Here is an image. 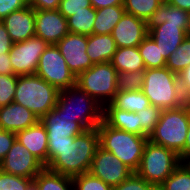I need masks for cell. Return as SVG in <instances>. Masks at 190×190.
<instances>
[{
  "mask_svg": "<svg viewBox=\"0 0 190 190\" xmlns=\"http://www.w3.org/2000/svg\"><path fill=\"white\" fill-rule=\"evenodd\" d=\"M97 128L85 130L63 147H48L49 170L74 177L88 173L94 154L99 147Z\"/></svg>",
  "mask_w": 190,
  "mask_h": 190,
  "instance_id": "cell-1",
  "label": "cell"
},
{
  "mask_svg": "<svg viewBox=\"0 0 190 190\" xmlns=\"http://www.w3.org/2000/svg\"><path fill=\"white\" fill-rule=\"evenodd\" d=\"M97 130L100 147L113 153L133 172H136L148 137L112 128L104 121L97 126Z\"/></svg>",
  "mask_w": 190,
  "mask_h": 190,
  "instance_id": "cell-2",
  "label": "cell"
},
{
  "mask_svg": "<svg viewBox=\"0 0 190 190\" xmlns=\"http://www.w3.org/2000/svg\"><path fill=\"white\" fill-rule=\"evenodd\" d=\"M141 91L151 105L162 110L175 109L187 102L181 94L178 75L167 67L145 69Z\"/></svg>",
  "mask_w": 190,
  "mask_h": 190,
  "instance_id": "cell-3",
  "label": "cell"
},
{
  "mask_svg": "<svg viewBox=\"0 0 190 190\" xmlns=\"http://www.w3.org/2000/svg\"><path fill=\"white\" fill-rule=\"evenodd\" d=\"M190 121L189 104L162 110L160 120L148 140L175 151L184 162V146Z\"/></svg>",
  "mask_w": 190,
  "mask_h": 190,
  "instance_id": "cell-4",
  "label": "cell"
},
{
  "mask_svg": "<svg viewBox=\"0 0 190 190\" xmlns=\"http://www.w3.org/2000/svg\"><path fill=\"white\" fill-rule=\"evenodd\" d=\"M59 92L36 74L18 76L14 102L32 111L40 120L55 108Z\"/></svg>",
  "mask_w": 190,
  "mask_h": 190,
  "instance_id": "cell-5",
  "label": "cell"
},
{
  "mask_svg": "<svg viewBox=\"0 0 190 190\" xmlns=\"http://www.w3.org/2000/svg\"><path fill=\"white\" fill-rule=\"evenodd\" d=\"M55 107L86 130L97 128L103 121V107L77 85L60 90Z\"/></svg>",
  "mask_w": 190,
  "mask_h": 190,
  "instance_id": "cell-6",
  "label": "cell"
},
{
  "mask_svg": "<svg viewBox=\"0 0 190 190\" xmlns=\"http://www.w3.org/2000/svg\"><path fill=\"white\" fill-rule=\"evenodd\" d=\"M181 163L175 151L148 140L136 173L155 187H159Z\"/></svg>",
  "mask_w": 190,
  "mask_h": 190,
  "instance_id": "cell-7",
  "label": "cell"
},
{
  "mask_svg": "<svg viewBox=\"0 0 190 190\" xmlns=\"http://www.w3.org/2000/svg\"><path fill=\"white\" fill-rule=\"evenodd\" d=\"M117 74L111 62L97 63L76 77V85L104 107L118 93Z\"/></svg>",
  "mask_w": 190,
  "mask_h": 190,
  "instance_id": "cell-8",
  "label": "cell"
},
{
  "mask_svg": "<svg viewBox=\"0 0 190 190\" xmlns=\"http://www.w3.org/2000/svg\"><path fill=\"white\" fill-rule=\"evenodd\" d=\"M59 91L76 85V76L68 68L56 44H51L40 56L35 73Z\"/></svg>",
  "mask_w": 190,
  "mask_h": 190,
  "instance_id": "cell-9",
  "label": "cell"
},
{
  "mask_svg": "<svg viewBox=\"0 0 190 190\" xmlns=\"http://www.w3.org/2000/svg\"><path fill=\"white\" fill-rule=\"evenodd\" d=\"M48 46L47 42L37 36L14 43L9 52L13 73L18 76L35 74L40 56Z\"/></svg>",
  "mask_w": 190,
  "mask_h": 190,
  "instance_id": "cell-10",
  "label": "cell"
},
{
  "mask_svg": "<svg viewBox=\"0 0 190 190\" xmlns=\"http://www.w3.org/2000/svg\"><path fill=\"white\" fill-rule=\"evenodd\" d=\"M89 173L113 187L129 178L134 172L113 153L99 146L92 159Z\"/></svg>",
  "mask_w": 190,
  "mask_h": 190,
  "instance_id": "cell-11",
  "label": "cell"
},
{
  "mask_svg": "<svg viewBox=\"0 0 190 190\" xmlns=\"http://www.w3.org/2000/svg\"><path fill=\"white\" fill-rule=\"evenodd\" d=\"M45 166L17 139L5 158L0 161V170L26 178H34Z\"/></svg>",
  "mask_w": 190,
  "mask_h": 190,
  "instance_id": "cell-12",
  "label": "cell"
},
{
  "mask_svg": "<svg viewBox=\"0 0 190 190\" xmlns=\"http://www.w3.org/2000/svg\"><path fill=\"white\" fill-rule=\"evenodd\" d=\"M56 46L76 77L94 65L86 53V35L68 33Z\"/></svg>",
  "mask_w": 190,
  "mask_h": 190,
  "instance_id": "cell-13",
  "label": "cell"
},
{
  "mask_svg": "<svg viewBox=\"0 0 190 190\" xmlns=\"http://www.w3.org/2000/svg\"><path fill=\"white\" fill-rule=\"evenodd\" d=\"M69 33L67 19L56 10H35V36L49 45L57 44Z\"/></svg>",
  "mask_w": 190,
  "mask_h": 190,
  "instance_id": "cell-14",
  "label": "cell"
},
{
  "mask_svg": "<svg viewBox=\"0 0 190 190\" xmlns=\"http://www.w3.org/2000/svg\"><path fill=\"white\" fill-rule=\"evenodd\" d=\"M117 48L138 47L148 35L146 21L125 13L112 30Z\"/></svg>",
  "mask_w": 190,
  "mask_h": 190,
  "instance_id": "cell-15",
  "label": "cell"
},
{
  "mask_svg": "<svg viewBox=\"0 0 190 190\" xmlns=\"http://www.w3.org/2000/svg\"><path fill=\"white\" fill-rule=\"evenodd\" d=\"M40 121L47 130L48 140L66 139L82 134L86 129L76 119L63 114L56 107L49 111Z\"/></svg>",
  "mask_w": 190,
  "mask_h": 190,
  "instance_id": "cell-16",
  "label": "cell"
},
{
  "mask_svg": "<svg viewBox=\"0 0 190 190\" xmlns=\"http://www.w3.org/2000/svg\"><path fill=\"white\" fill-rule=\"evenodd\" d=\"M2 22L14 43L35 36V10L30 5L10 13Z\"/></svg>",
  "mask_w": 190,
  "mask_h": 190,
  "instance_id": "cell-17",
  "label": "cell"
},
{
  "mask_svg": "<svg viewBox=\"0 0 190 190\" xmlns=\"http://www.w3.org/2000/svg\"><path fill=\"white\" fill-rule=\"evenodd\" d=\"M188 25H173L167 22L153 27L148 35L155 41L165 59L175 51L187 36Z\"/></svg>",
  "mask_w": 190,
  "mask_h": 190,
  "instance_id": "cell-18",
  "label": "cell"
},
{
  "mask_svg": "<svg viewBox=\"0 0 190 190\" xmlns=\"http://www.w3.org/2000/svg\"><path fill=\"white\" fill-rule=\"evenodd\" d=\"M16 139L45 167L48 165V135L40 120L33 126L17 132Z\"/></svg>",
  "mask_w": 190,
  "mask_h": 190,
  "instance_id": "cell-19",
  "label": "cell"
},
{
  "mask_svg": "<svg viewBox=\"0 0 190 190\" xmlns=\"http://www.w3.org/2000/svg\"><path fill=\"white\" fill-rule=\"evenodd\" d=\"M39 118L24 106L12 102L0 107V129L17 133L33 126Z\"/></svg>",
  "mask_w": 190,
  "mask_h": 190,
  "instance_id": "cell-20",
  "label": "cell"
},
{
  "mask_svg": "<svg viewBox=\"0 0 190 190\" xmlns=\"http://www.w3.org/2000/svg\"><path fill=\"white\" fill-rule=\"evenodd\" d=\"M117 46L111 34H92L87 36L86 53L93 64L111 62Z\"/></svg>",
  "mask_w": 190,
  "mask_h": 190,
  "instance_id": "cell-21",
  "label": "cell"
},
{
  "mask_svg": "<svg viewBox=\"0 0 190 190\" xmlns=\"http://www.w3.org/2000/svg\"><path fill=\"white\" fill-rule=\"evenodd\" d=\"M103 121L112 128L140 135L138 113L118 108H103Z\"/></svg>",
  "mask_w": 190,
  "mask_h": 190,
  "instance_id": "cell-22",
  "label": "cell"
},
{
  "mask_svg": "<svg viewBox=\"0 0 190 190\" xmlns=\"http://www.w3.org/2000/svg\"><path fill=\"white\" fill-rule=\"evenodd\" d=\"M189 12L163 2L146 21L147 30L165 22L173 25H188Z\"/></svg>",
  "mask_w": 190,
  "mask_h": 190,
  "instance_id": "cell-23",
  "label": "cell"
},
{
  "mask_svg": "<svg viewBox=\"0 0 190 190\" xmlns=\"http://www.w3.org/2000/svg\"><path fill=\"white\" fill-rule=\"evenodd\" d=\"M111 63L118 73L144 71L146 69L138 47L117 48Z\"/></svg>",
  "mask_w": 190,
  "mask_h": 190,
  "instance_id": "cell-24",
  "label": "cell"
},
{
  "mask_svg": "<svg viewBox=\"0 0 190 190\" xmlns=\"http://www.w3.org/2000/svg\"><path fill=\"white\" fill-rule=\"evenodd\" d=\"M151 104L141 90L118 92L103 108H118L129 112H139Z\"/></svg>",
  "mask_w": 190,
  "mask_h": 190,
  "instance_id": "cell-25",
  "label": "cell"
},
{
  "mask_svg": "<svg viewBox=\"0 0 190 190\" xmlns=\"http://www.w3.org/2000/svg\"><path fill=\"white\" fill-rule=\"evenodd\" d=\"M126 13L123 5L96 9L93 34H111L116 24Z\"/></svg>",
  "mask_w": 190,
  "mask_h": 190,
  "instance_id": "cell-26",
  "label": "cell"
},
{
  "mask_svg": "<svg viewBox=\"0 0 190 190\" xmlns=\"http://www.w3.org/2000/svg\"><path fill=\"white\" fill-rule=\"evenodd\" d=\"M37 190H74L72 177L53 172L44 167L34 178Z\"/></svg>",
  "mask_w": 190,
  "mask_h": 190,
  "instance_id": "cell-27",
  "label": "cell"
},
{
  "mask_svg": "<svg viewBox=\"0 0 190 190\" xmlns=\"http://www.w3.org/2000/svg\"><path fill=\"white\" fill-rule=\"evenodd\" d=\"M96 9L87 7L67 18L69 33L90 36L93 34V25Z\"/></svg>",
  "mask_w": 190,
  "mask_h": 190,
  "instance_id": "cell-28",
  "label": "cell"
},
{
  "mask_svg": "<svg viewBox=\"0 0 190 190\" xmlns=\"http://www.w3.org/2000/svg\"><path fill=\"white\" fill-rule=\"evenodd\" d=\"M138 50L146 69L166 67V59L149 35L139 44Z\"/></svg>",
  "mask_w": 190,
  "mask_h": 190,
  "instance_id": "cell-29",
  "label": "cell"
},
{
  "mask_svg": "<svg viewBox=\"0 0 190 190\" xmlns=\"http://www.w3.org/2000/svg\"><path fill=\"white\" fill-rule=\"evenodd\" d=\"M159 188L161 190H190V164L182 162Z\"/></svg>",
  "mask_w": 190,
  "mask_h": 190,
  "instance_id": "cell-30",
  "label": "cell"
},
{
  "mask_svg": "<svg viewBox=\"0 0 190 190\" xmlns=\"http://www.w3.org/2000/svg\"><path fill=\"white\" fill-rule=\"evenodd\" d=\"M165 0H123L126 13L147 21Z\"/></svg>",
  "mask_w": 190,
  "mask_h": 190,
  "instance_id": "cell-31",
  "label": "cell"
},
{
  "mask_svg": "<svg viewBox=\"0 0 190 190\" xmlns=\"http://www.w3.org/2000/svg\"><path fill=\"white\" fill-rule=\"evenodd\" d=\"M190 64V37L182 41L180 46L166 59V67L177 75Z\"/></svg>",
  "mask_w": 190,
  "mask_h": 190,
  "instance_id": "cell-32",
  "label": "cell"
},
{
  "mask_svg": "<svg viewBox=\"0 0 190 190\" xmlns=\"http://www.w3.org/2000/svg\"><path fill=\"white\" fill-rule=\"evenodd\" d=\"M137 113L140 123V135L149 138L153 133L156 124L160 120L162 109L154 105H150Z\"/></svg>",
  "mask_w": 190,
  "mask_h": 190,
  "instance_id": "cell-33",
  "label": "cell"
},
{
  "mask_svg": "<svg viewBox=\"0 0 190 190\" xmlns=\"http://www.w3.org/2000/svg\"><path fill=\"white\" fill-rule=\"evenodd\" d=\"M144 71L119 72L117 74V92L142 90Z\"/></svg>",
  "mask_w": 190,
  "mask_h": 190,
  "instance_id": "cell-34",
  "label": "cell"
},
{
  "mask_svg": "<svg viewBox=\"0 0 190 190\" xmlns=\"http://www.w3.org/2000/svg\"><path fill=\"white\" fill-rule=\"evenodd\" d=\"M74 190H112V186L89 172L72 177Z\"/></svg>",
  "mask_w": 190,
  "mask_h": 190,
  "instance_id": "cell-35",
  "label": "cell"
},
{
  "mask_svg": "<svg viewBox=\"0 0 190 190\" xmlns=\"http://www.w3.org/2000/svg\"><path fill=\"white\" fill-rule=\"evenodd\" d=\"M32 184V178L13 175L0 170V190H28Z\"/></svg>",
  "mask_w": 190,
  "mask_h": 190,
  "instance_id": "cell-36",
  "label": "cell"
},
{
  "mask_svg": "<svg viewBox=\"0 0 190 190\" xmlns=\"http://www.w3.org/2000/svg\"><path fill=\"white\" fill-rule=\"evenodd\" d=\"M18 75L0 74V107L14 101Z\"/></svg>",
  "mask_w": 190,
  "mask_h": 190,
  "instance_id": "cell-37",
  "label": "cell"
},
{
  "mask_svg": "<svg viewBox=\"0 0 190 190\" xmlns=\"http://www.w3.org/2000/svg\"><path fill=\"white\" fill-rule=\"evenodd\" d=\"M156 187L144 180L136 172L119 185L113 186L112 190H154Z\"/></svg>",
  "mask_w": 190,
  "mask_h": 190,
  "instance_id": "cell-38",
  "label": "cell"
},
{
  "mask_svg": "<svg viewBox=\"0 0 190 190\" xmlns=\"http://www.w3.org/2000/svg\"><path fill=\"white\" fill-rule=\"evenodd\" d=\"M87 7H92L90 0H61L58 11L67 19Z\"/></svg>",
  "mask_w": 190,
  "mask_h": 190,
  "instance_id": "cell-39",
  "label": "cell"
},
{
  "mask_svg": "<svg viewBox=\"0 0 190 190\" xmlns=\"http://www.w3.org/2000/svg\"><path fill=\"white\" fill-rule=\"evenodd\" d=\"M29 5V0H0V21L10 13L21 10Z\"/></svg>",
  "mask_w": 190,
  "mask_h": 190,
  "instance_id": "cell-40",
  "label": "cell"
},
{
  "mask_svg": "<svg viewBox=\"0 0 190 190\" xmlns=\"http://www.w3.org/2000/svg\"><path fill=\"white\" fill-rule=\"evenodd\" d=\"M16 140V133L0 129V161H2Z\"/></svg>",
  "mask_w": 190,
  "mask_h": 190,
  "instance_id": "cell-41",
  "label": "cell"
},
{
  "mask_svg": "<svg viewBox=\"0 0 190 190\" xmlns=\"http://www.w3.org/2000/svg\"><path fill=\"white\" fill-rule=\"evenodd\" d=\"M178 82L182 96L190 100V64L178 74Z\"/></svg>",
  "mask_w": 190,
  "mask_h": 190,
  "instance_id": "cell-42",
  "label": "cell"
},
{
  "mask_svg": "<svg viewBox=\"0 0 190 190\" xmlns=\"http://www.w3.org/2000/svg\"><path fill=\"white\" fill-rule=\"evenodd\" d=\"M13 44L4 23L0 21V53H9Z\"/></svg>",
  "mask_w": 190,
  "mask_h": 190,
  "instance_id": "cell-43",
  "label": "cell"
},
{
  "mask_svg": "<svg viewBox=\"0 0 190 190\" xmlns=\"http://www.w3.org/2000/svg\"><path fill=\"white\" fill-rule=\"evenodd\" d=\"M61 0H29V5L34 10H56Z\"/></svg>",
  "mask_w": 190,
  "mask_h": 190,
  "instance_id": "cell-44",
  "label": "cell"
},
{
  "mask_svg": "<svg viewBox=\"0 0 190 190\" xmlns=\"http://www.w3.org/2000/svg\"><path fill=\"white\" fill-rule=\"evenodd\" d=\"M0 74L13 75L9 53H0Z\"/></svg>",
  "mask_w": 190,
  "mask_h": 190,
  "instance_id": "cell-45",
  "label": "cell"
},
{
  "mask_svg": "<svg viewBox=\"0 0 190 190\" xmlns=\"http://www.w3.org/2000/svg\"><path fill=\"white\" fill-rule=\"evenodd\" d=\"M91 6L95 9L105 8L107 6L123 5V0H90Z\"/></svg>",
  "mask_w": 190,
  "mask_h": 190,
  "instance_id": "cell-46",
  "label": "cell"
},
{
  "mask_svg": "<svg viewBox=\"0 0 190 190\" xmlns=\"http://www.w3.org/2000/svg\"><path fill=\"white\" fill-rule=\"evenodd\" d=\"M165 2L190 13V0H165Z\"/></svg>",
  "mask_w": 190,
  "mask_h": 190,
  "instance_id": "cell-47",
  "label": "cell"
},
{
  "mask_svg": "<svg viewBox=\"0 0 190 190\" xmlns=\"http://www.w3.org/2000/svg\"><path fill=\"white\" fill-rule=\"evenodd\" d=\"M188 160H190V121L188 124V132L184 146V162H187Z\"/></svg>",
  "mask_w": 190,
  "mask_h": 190,
  "instance_id": "cell-48",
  "label": "cell"
},
{
  "mask_svg": "<svg viewBox=\"0 0 190 190\" xmlns=\"http://www.w3.org/2000/svg\"><path fill=\"white\" fill-rule=\"evenodd\" d=\"M69 141H74V137H66V139L60 140H48V147H63Z\"/></svg>",
  "mask_w": 190,
  "mask_h": 190,
  "instance_id": "cell-49",
  "label": "cell"
},
{
  "mask_svg": "<svg viewBox=\"0 0 190 190\" xmlns=\"http://www.w3.org/2000/svg\"><path fill=\"white\" fill-rule=\"evenodd\" d=\"M187 36L190 37V14H189V23L187 28Z\"/></svg>",
  "mask_w": 190,
  "mask_h": 190,
  "instance_id": "cell-50",
  "label": "cell"
},
{
  "mask_svg": "<svg viewBox=\"0 0 190 190\" xmlns=\"http://www.w3.org/2000/svg\"><path fill=\"white\" fill-rule=\"evenodd\" d=\"M28 190H37V189H36L35 185H34V184H32V185L29 187V189H28Z\"/></svg>",
  "mask_w": 190,
  "mask_h": 190,
  "instance_id": "cell-51",
  "label": "cell"
},
{
  "mask_svg": "<svg viewBox=\"0 0 190 190\" xmlns=\"http://www.w3.org/2000/svg\"><path fill=\"white\" fill-rule=\"evenodd\" d=\"M188 104H189V110H190V100H187Z\"/></svg>",
  "mask_w": 190,
  "mask_h": 190,
  "instance_id": "cell-52",
  "label": "cell"
}]
</instances>
